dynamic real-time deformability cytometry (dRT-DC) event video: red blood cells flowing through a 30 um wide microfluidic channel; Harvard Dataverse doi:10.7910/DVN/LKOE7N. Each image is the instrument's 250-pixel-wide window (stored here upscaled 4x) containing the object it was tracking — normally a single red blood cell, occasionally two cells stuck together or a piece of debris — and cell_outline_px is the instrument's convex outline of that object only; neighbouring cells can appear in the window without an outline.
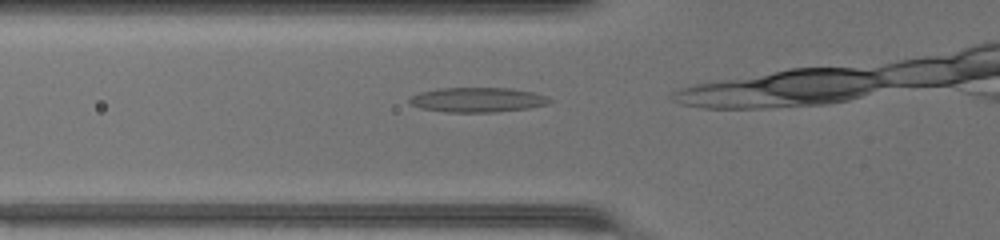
{"species": "common noctule bat (a hibernating species)", "species_latin": "Nyctalus noctula", "temperature_condition": "warm", "stored_images_in_passage": 4, "camera_frame_rate_fps": 3000, "um_per_image_px": 0.085, "animal": {"sex": "female", "body_mass_g": 17.0, "forearm_length_mm": 48.0}, "frame": {"image": 1, "passage_image": 2, "time_ms": 0.333, "image_size_px": [1000, 240], "cell_outline_px": [[552, 100], [544, 104], [528, 108], [492, 112], [448, 112], [420, 108], [412, 104], [408, 100], [412, 96], [420, 92], [440, 88], [512, 88], [532, 92], [544, 96]], "centroid_in_image_um": [40.54, 8.48], "position_along_channel_um": 85.3, "area_um2": 19.83}}